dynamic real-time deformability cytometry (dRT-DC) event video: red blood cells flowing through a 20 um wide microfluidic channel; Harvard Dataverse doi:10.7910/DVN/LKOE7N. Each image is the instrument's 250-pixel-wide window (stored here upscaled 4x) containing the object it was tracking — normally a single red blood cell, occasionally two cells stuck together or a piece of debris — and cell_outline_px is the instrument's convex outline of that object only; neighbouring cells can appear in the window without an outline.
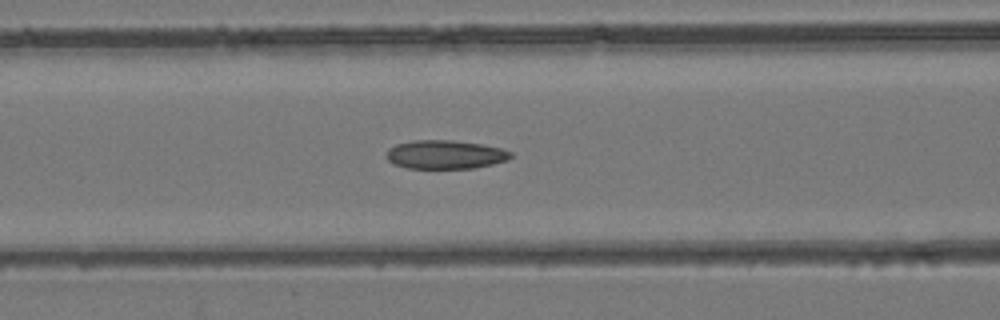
{"species": "common noctule bat (a hibernating species)", "species_latin": "Nyctalus noctula", "temperature_condition": "room temperature", "stored_images_in_passage": 49, "camera_frame_rate_fps": 3000, "um_per_image_px": 0.085, "animal": {"sex": "female", "body_mass_g": 24.6, "forearm_length_mm": 56.2}, "frame": {"image": 1, "passage_image": 21, "time_ms": 6.667, "image_size_px": [1000, 320], "cell_outline_px": [[512, 156], [508, 160], [476, 168], [408, 168], [392, 164], [388, 160], [388, 148], [396, 144], [412, 140], [452, 140], [480, 144], [500, 148], [512, 152]], "centroid_in_image_um": [37.84, 13.14], "position_along_channel_um": 128.8, "area_um2": 20.75}}
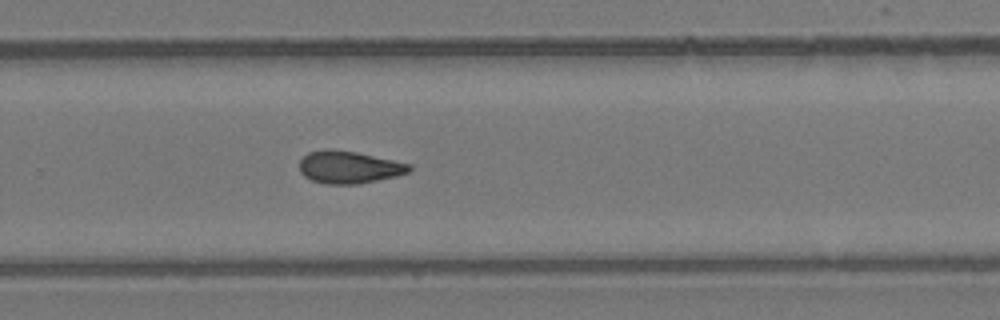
{"frame": {"image": 2, "passage_image": 33, "time_ms": 10.667, "image_size_px": [1000, 320], "cell_outline_px": [[412, 168], [408, 172], [396, 176], [360, 184], [324, 184], [312, 180], [304, 176], [300, 172], [300, 160], [308, 152], [324, 148], [328, 148], [356, 152], [412, 164]], "centroid_in_image_um": [29.65, 14.21], "position_along_channel_um": 300.2, "area_um2": 20.87}}
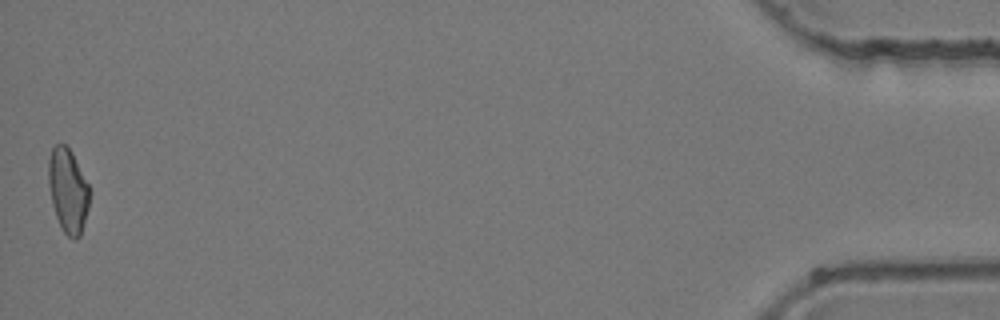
{"frame": {"image": 3, "passage_image": 49, "time_ms": 16.0, "image_size_px": [1000, 320], "cell_outline_px": [[88, 208], [80, 236], [76, 240], [68, 236], [64, 232], [56, 216], [52, 204], [48, 180], [48, 160], [52, 148], [56, 144], [64, 144], [72, 152], [88, 184]], "centroid_in_image_um": [5.76, 16.18], "position_along_channel_um": 429.4, "area_um2": 19.83}}